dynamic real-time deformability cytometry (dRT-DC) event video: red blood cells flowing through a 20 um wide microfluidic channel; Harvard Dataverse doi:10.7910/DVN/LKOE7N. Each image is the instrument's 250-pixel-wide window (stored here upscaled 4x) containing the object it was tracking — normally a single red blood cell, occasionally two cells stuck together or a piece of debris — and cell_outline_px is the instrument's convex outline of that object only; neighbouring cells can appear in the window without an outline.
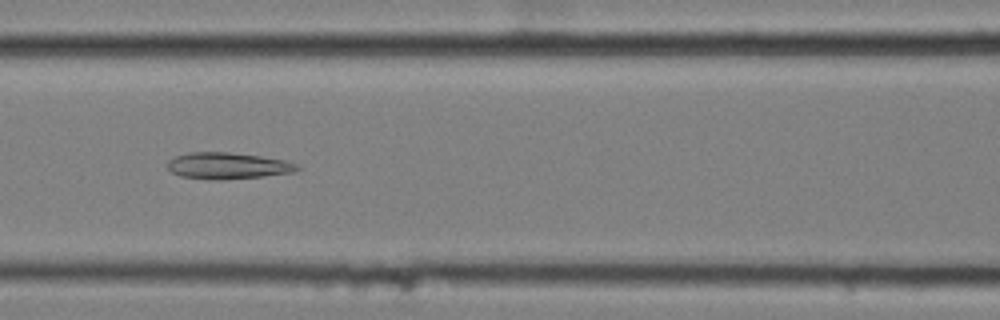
{"species": "common noctule bat (a hibernating species)", "species_latin": "Nyctalus noctula", "temperature_condition": "cold", "stored_images_in_passage": 10, "camera_frame_rate_fps": 3000, "um_per_image_px": 0.085, "animal": {"sex": "female", "body_mass_g": 25.1}, "frame": {"image": 1, "passage_image": 6, "time_ms": 1.667, "image_size_px": [1000, 320], "cell_outline_px": [[300, 168], [296, 172], [264, 176], [224, 180], [216, 180], [180, 176], [172, 172], [168, 168], [168, 160], [176, 156], [188, 152], [228, 152], [260, 156], [284, 160], [296, 164]], "centroid_in_image_um": [19.36, 14.09], "position_along_channel_um": 147.2, "area_um2": 20.0}}
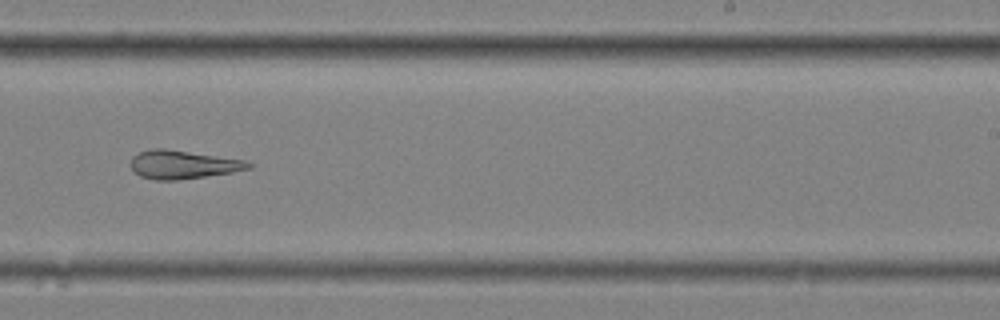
{"frame": {"image": 2, "passage_image": 9, "time_ms": 2.667, "image_size_px": [1000, 320], "cell_outline_px": [[252, 168], [232, 172], [176, 180], [156, 180], [140, 176], [132, 168], [132, 156], [140, 152], [152, 148], [164, 148], [244, 160], [252, 164]], "centroid_in_image_um": [15.54, 13.98], "position_along_channel_um": 273.5, "area_um2": 19.19}}
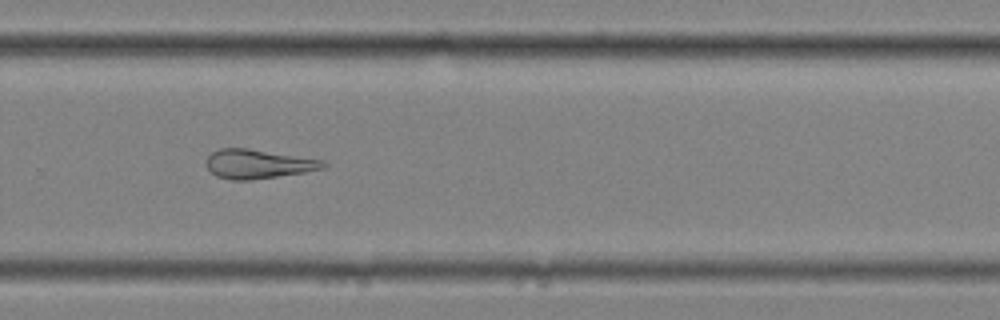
{"frame": {"image": 3, "passage_image": 10, "time_ms": 3.0, "image_size_px": [1000, 320], "cell_outline_px": [[328, 164], [324, 168], [304, 172], [248, 180], [232, 180], [216, 176], [204, 164], [204, 160], [212, 152], [220, 148], [248, 148], [324, 160]], "centroid_in_image_um": [21.9, 13.93], "position_along_channel_um": 307.9, "area_um2": 19.83}}